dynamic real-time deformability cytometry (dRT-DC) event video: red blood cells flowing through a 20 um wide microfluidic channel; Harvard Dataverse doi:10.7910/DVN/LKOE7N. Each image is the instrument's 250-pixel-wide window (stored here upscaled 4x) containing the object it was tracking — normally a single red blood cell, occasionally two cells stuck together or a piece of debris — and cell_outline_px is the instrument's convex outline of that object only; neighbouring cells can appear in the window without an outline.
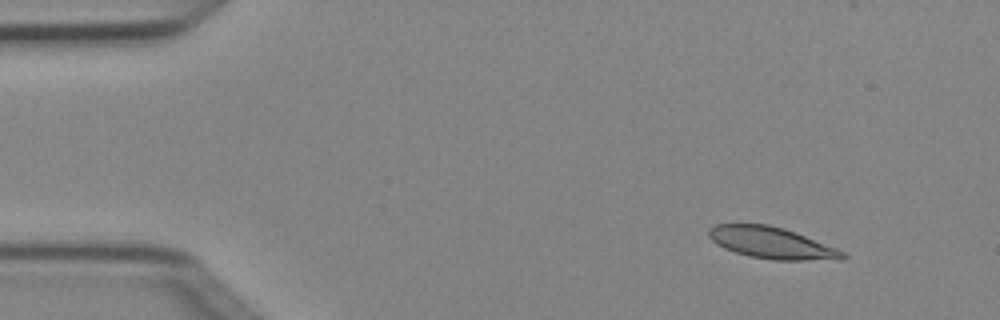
{"species": "Egyptian fruit bat (a non-hibernating species)", "species_latin": "Rousettus aegyptiacus", "temperature_condition": "cold", "stored_images_in_passage": 5, "camera_frame_rate_fps": 3000, "um_per_image_px": 0.085, "animal": {"sex": "female"}, "frame": {"image": 1, "passage_image": 1, "time_ms": 0.0, "image_size_px": [1000, 320], "cell_outline_px": [[848, 256], [840, 260], [772, 260], [752, 256], [736, 252], [724, 248], [716, 244], [708, 236], [708, 228], [716, 224], [768, 224], [784, 228], [796, 232], [836, 248], [844, 252]], "centroid_in_image_um": [65.6, 20.64], "position_along_channel_um": 19.4, "area_um2": 24.62}}
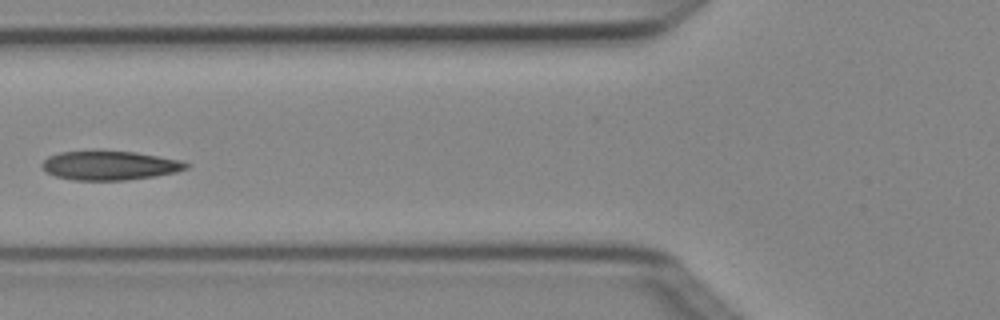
{"frame": {"image": 2, "passage_image": 5, "time_ms": 1.333, "image_size_px": [1000, 320], "cell_outline_px": [[192, 164], [188, 168], [176, 172], [156, 176], [124, 180], [72, 180], [56, 176], [48, 172], [40, 164], [48, 156], [60, 152], [100, 148], [136, 152], [180, 160]], "centroid_in_image_um": [9.33, 14.02], "position_along_channel_um": 116.5, "area_um2": 25.2}}